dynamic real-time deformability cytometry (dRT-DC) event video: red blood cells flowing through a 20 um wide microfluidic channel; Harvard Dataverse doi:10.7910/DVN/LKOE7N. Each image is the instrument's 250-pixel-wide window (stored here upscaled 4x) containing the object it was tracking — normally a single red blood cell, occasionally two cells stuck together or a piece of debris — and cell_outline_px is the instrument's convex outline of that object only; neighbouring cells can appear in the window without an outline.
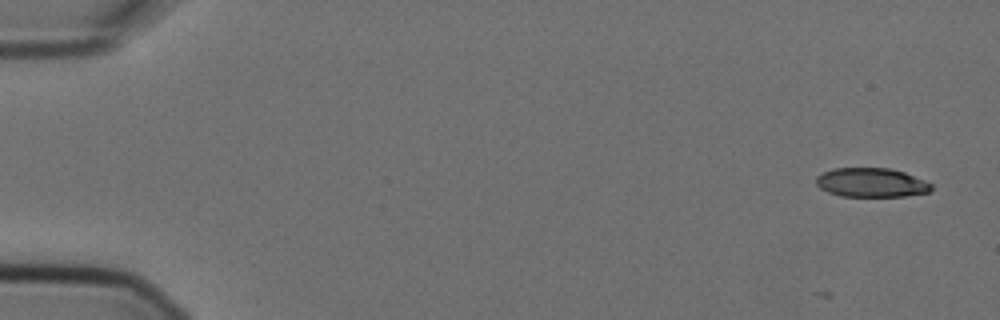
{"species": "Egyptian fruit bat (a non-hibernating species)", "species_latin": "Rousettus aegyptiacus", "temperature_condition": "cold", "stored_images_in_passage": 7, "camera_frame_rate_fps": 3000, "um_per_image_px": 0.085, "animal": {"sex": "female"}, "frame": {"image": 1, "passage_image": 1, "time_ms": 0.0, "image_size_px": [1000, 320], "cell_outline_px": [[932, 188], [928, 192], [904, 196], [840, 196], [828, 192], [820, 188], [816, 184], [816, 176], [832, 168], [888, 168], [904, 172], [924, 180], [932, 184]], "centroid_in_image_um": [74.04, 15.51], "position_along_channel_um": 11.0, "area_um2": 19.48}}